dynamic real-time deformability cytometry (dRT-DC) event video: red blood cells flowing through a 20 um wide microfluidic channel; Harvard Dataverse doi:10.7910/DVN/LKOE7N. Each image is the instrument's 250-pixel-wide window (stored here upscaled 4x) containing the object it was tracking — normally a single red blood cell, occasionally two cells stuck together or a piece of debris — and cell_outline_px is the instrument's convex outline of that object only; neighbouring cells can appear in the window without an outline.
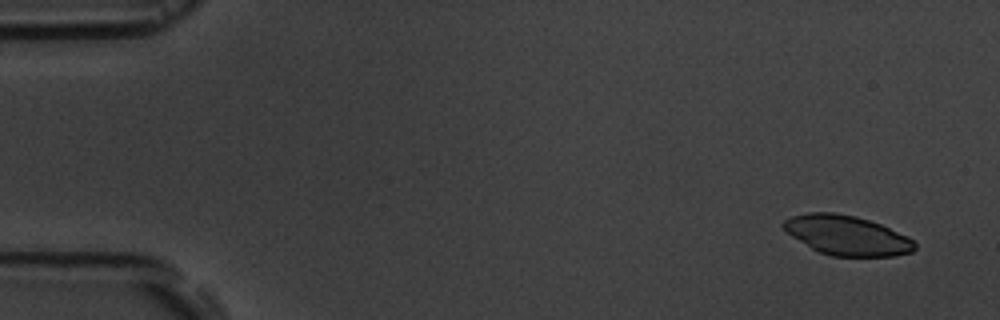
{"species": "common noctule bat (a hibernating species)", "species_latin": "Nyctalus noctula", "temperature_condition": "room temperature", "stored_images_in_passage": 5, "segment_of_instrument_passage": [1, 2], "camera_frame_rate_fps": 3000, "um_per_image_px": 0.085, "animal": {"sex": "male", "body_mass_g": 19.5, "forearm_length_mm": 54.6}, "frame": {"image": 1, "passage_image": 1, "time_ms": 0.0, "image_size_px": [1000, 320], "cell_outline_px": [[916, 248], [912, 252], [892, 256], [832, 256], [820, 252], [812, 248], [792, 236], [780, 224], [784, 220], [792, 216], [808, 212], [832, 212], [856, 216], [880, 224], [908, 236], [916, 244]], "centroid_in_image_um": [71.99, 20.0], "position_along_channel_um": 13.0, "area_um2": 30.11}}